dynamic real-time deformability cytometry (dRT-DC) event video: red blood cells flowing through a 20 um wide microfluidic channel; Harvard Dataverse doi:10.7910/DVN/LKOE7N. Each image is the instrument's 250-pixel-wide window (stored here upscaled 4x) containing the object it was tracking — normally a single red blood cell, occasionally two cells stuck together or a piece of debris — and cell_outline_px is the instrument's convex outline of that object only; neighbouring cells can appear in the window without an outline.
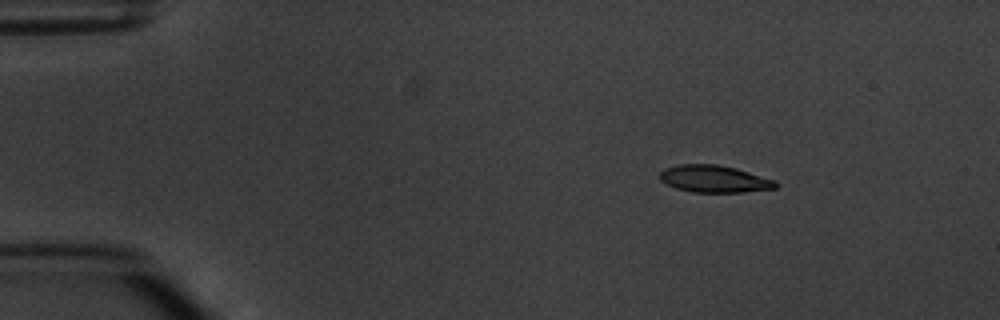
{"species": "common noctule bat (a hibernating species)", "species_latin": "Nyctalus noctula", "temperature_condition": "warm", "stored_images_in_passage": 5, "camera_frame_rate_fps": 3000, "um_per_image_px": 0.085, "animal": {"sex": "male", "body_mass_g": 20.1, "forearm_length_mm": 53.5}, "frame": {"image": 1, "passage_image": 2, "time_ms": 1.333, "image_size_px": [1000, 320], "cell_outline_px": [[780, 184], [776, 188], [744, 192], [692, 192], [676, 188], [660, 180], [660, 172], [664, 168], [676, 164], [716, 164], [736, 168], [776, 180]], "centroid_in_image_um": [60.73, 15.2], "position_along_channel_um": 24.3, "area_um2": 18.44}}
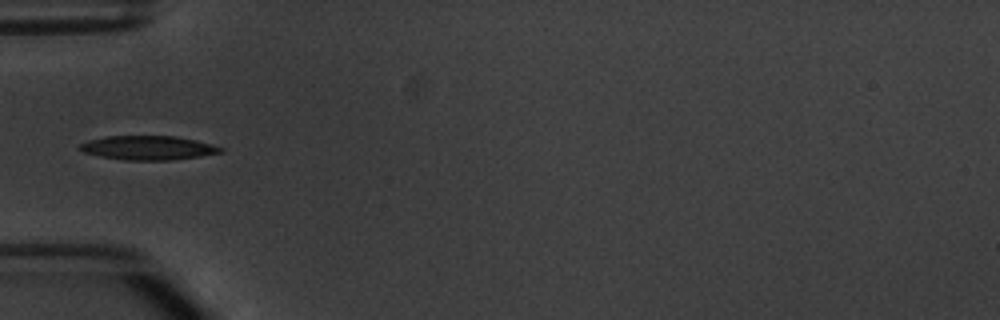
{"frame": {"image": 2, "passage_image": 5, "time_ms": 4.667, "image_size_px": [1000, 320], "cell_outline_px": [[224, 152], [200, 156], [172, 160], [124, 160], [100, 156], [84, 152], [76, 148], [80, 144], [88, 140], [104, 136], [176, 136], [196, 140], [212, 144], [224, 148]], "centroid_in_image_um": [12.59, 12.56], "position_along_channel_um": 72.4, "area_um2": 19.88}}